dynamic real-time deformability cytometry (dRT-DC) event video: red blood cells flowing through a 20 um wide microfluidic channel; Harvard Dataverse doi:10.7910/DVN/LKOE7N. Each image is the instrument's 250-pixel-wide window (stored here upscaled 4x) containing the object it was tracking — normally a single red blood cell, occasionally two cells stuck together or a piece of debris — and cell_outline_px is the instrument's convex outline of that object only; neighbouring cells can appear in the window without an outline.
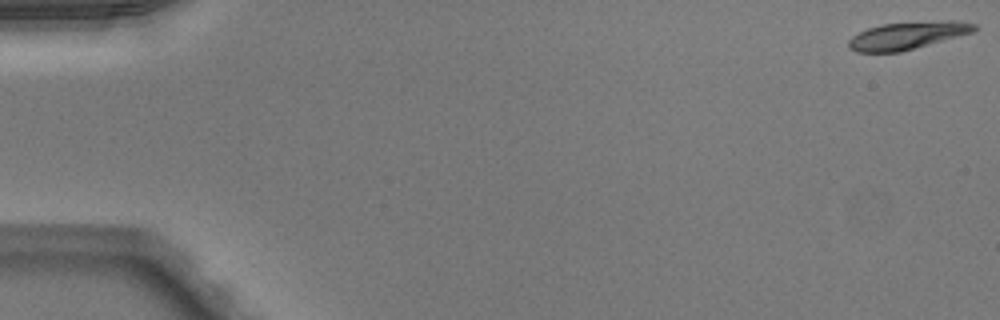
{"species": "Egyptian fruit bat (a non-hibernating species)", "species_latin": "Rousettus aegyptiacus", "temperature_condition": "warm", "stored_images_in_passage": 51, "camera_frame_rate_fps": 3000, "um_per_image_px": 0.085, "animal": {"sex": "male"}, "frame": {"image": 1, "passage_image": 1, "time_ms": 0.0, "image_size_px": [1000, 320], "cell_outline_px": [[980, 28], [972, 32], [900, 52], [856, 52], [848, 48], [848, 40], [852, 36], [868, 28], [880, 24], [948, 20], [952, 20], [976, 24]], "centroid_in_image_um": [77.11, 3.01], "position_along_channel_um": 7.9, "area_um2": 20.0}}
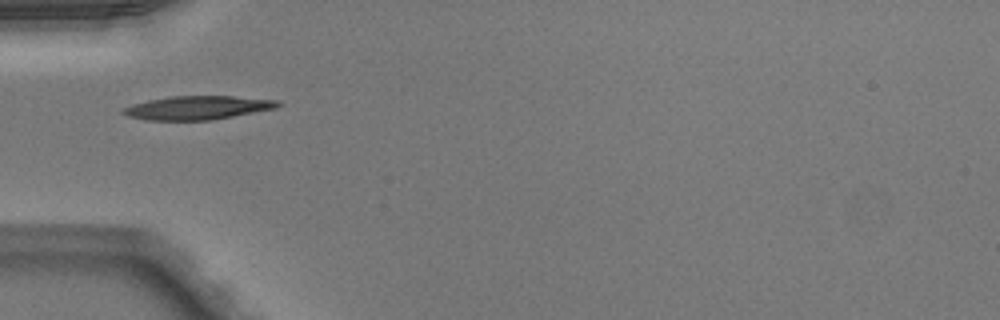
{"frame": {"image": 2, "passage_image": 17, "time_ms": 5.333, "image_size_px": [1000, 320], "cell_outline_px": [[280, 104], [276, 108], [212, 120], [148, 120], [128, 116], [120, 112], [120, 108], [132, 104], [148, 100], [172, 96], [232, 96], [280, 100]], "centroid_in_image_um": [16.76, 9.15], "position_along_channel_um": 68.2, "area_um2": 21.33}}
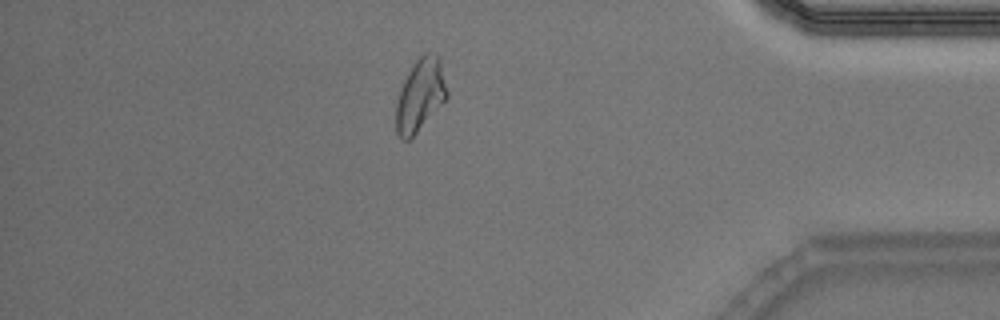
{"frame": {"image": 3, "passage_image": 44, "time_ms": 14.333, "image_size_px": [1000, 320], "cell_outline_px": [[448, 96], [416, 132], [408, 140], [400, 140], [396, 132], [396, 100], [404, 80], [412, 64], [424, 52], [436, 52], [440, 56], [448, 92]], "centroid_in_image_um": [35.72, 8.03], "position_along_channel_um": 399.5, "area_um2": 21.5}, "authors_computed_cell_mechanics": {"area_um2": 20.7502, "velocity_mm_per_s": 4.0326, "shape_relaxation_time_tau1_ms": 6.7106, "shape_relaxation_time_tau2_ms": 4.2237, "deformation_change_tau1": 0.2081, "deformation_change_tau2": 0.107}}